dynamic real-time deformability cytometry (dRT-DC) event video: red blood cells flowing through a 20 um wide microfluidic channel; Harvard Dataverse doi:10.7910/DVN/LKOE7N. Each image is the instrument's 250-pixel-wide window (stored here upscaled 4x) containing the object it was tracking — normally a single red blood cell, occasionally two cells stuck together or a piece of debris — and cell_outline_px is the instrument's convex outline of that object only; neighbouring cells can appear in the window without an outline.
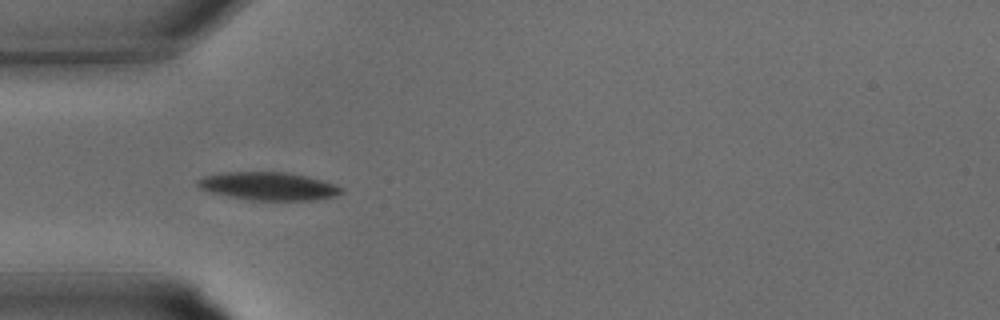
{"species": "common noctule bat (a hibernating species)", "species_latin": "Nyctalus noctula", "temperature_condition": "warm", "stored_images_in_passage": 26, "camera_frame_rate_fps": 3000, "um_per_image_px": 0.085, "animal": {"sex": "male", "body_mass_g": 15.6}, "frame": {"image": 1, "passage_image": 4, "time_ms": 1.0, "image_size_px": [1000, 320], "cell_outline_px": [[344, 192], [336, 196], [316, 200], [252, 200], [228, 196], [212, 192], [200, 188], [196, 184], [196, 180], [204, 176], [220, 172], [284, 172], [304, 176], [336, 184], [344, 188]], "centroid_in_image_um": [22.83, 15.82], "position_along_channel_um": 62.2, "area_um2": 23.47}}
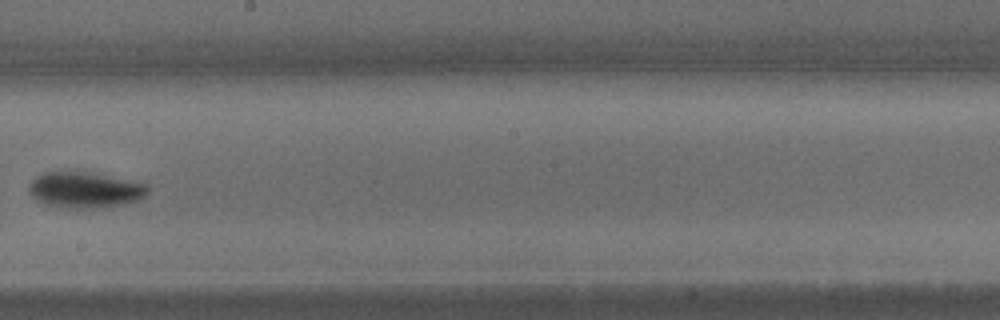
{"frame": {"image": 2, "passage_image": 13, "time_ms": 4.0, "image_size_px": [1000, 320], "cell_outline_px": [[148, 192], [144, 196], [136, 200], [124, 204], [104, 208], [60, 208], [44, 204], [36, 200], [32, 196], [28, 188], [32, 180], [36, 176], [44, 172], [88, 172], [148, 184]], "centroid_in_image_um": [7.19, 16.16], "position_along_channel_um": 241.0, "area_um2": 24.85}}
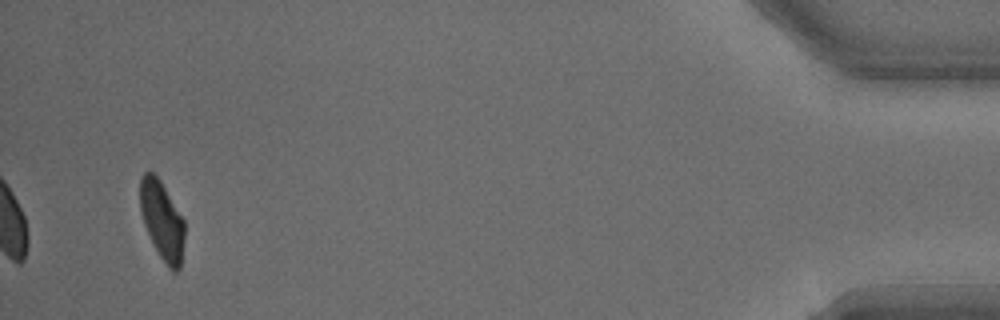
{"frame": {"image": 3, "passage_image": 26, "time_ms": 8.333, "image_size_px": [1000, 320], "cell_outline_px": [[184, 236], [180, 268], [176, 272], [172, 272], [168, 268], [160, 256], [144, 224], [140, 212], [140, 176], [144, 172], [152, 172], [160, 180], [184, 220]], "centroid_in_image_um": [13.77, 18.73], "position_along_channel_um": 421.4, "area_um2": 20.11}}